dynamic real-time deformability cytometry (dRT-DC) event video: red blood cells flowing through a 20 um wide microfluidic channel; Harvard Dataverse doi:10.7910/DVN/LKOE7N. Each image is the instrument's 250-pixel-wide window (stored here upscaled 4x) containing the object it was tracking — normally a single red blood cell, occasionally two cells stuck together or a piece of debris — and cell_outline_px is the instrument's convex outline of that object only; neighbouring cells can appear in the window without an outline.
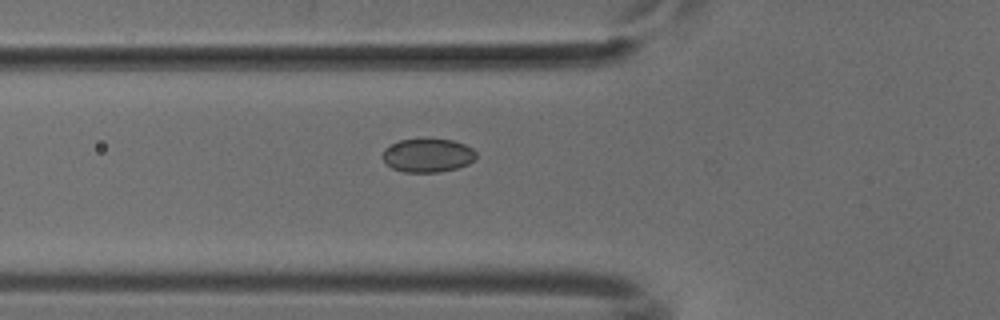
{"species": "common noctule bat (a hibernating species)", "species_latin": "Nyctalus noctula", "temperature_condition": "cold", "stored_images_in_passage": 6, "camera_frame_rate_fps": 3000, "um_per_image_px": 0.085, "animal": {"sex": "male", "body_mass_g": 18.8}, "frame": {"image": 1, "passage_image": 4, "time_ms": 1.0, "image_size_px": [1000, 320], "cell_outline_px": [[476, 156], [468, 164], [456, 168], [440, 172], [404, 172], [392, 168], [380, 156], [384, 148], [388, 144], [400, 140], [452, 140], [464, 144], [472, 148], [476, 152]], "centroid_in_image_um": [36.31, 13.21], "position_along_channel_um": 89.5, "area_um2": 18.21}}